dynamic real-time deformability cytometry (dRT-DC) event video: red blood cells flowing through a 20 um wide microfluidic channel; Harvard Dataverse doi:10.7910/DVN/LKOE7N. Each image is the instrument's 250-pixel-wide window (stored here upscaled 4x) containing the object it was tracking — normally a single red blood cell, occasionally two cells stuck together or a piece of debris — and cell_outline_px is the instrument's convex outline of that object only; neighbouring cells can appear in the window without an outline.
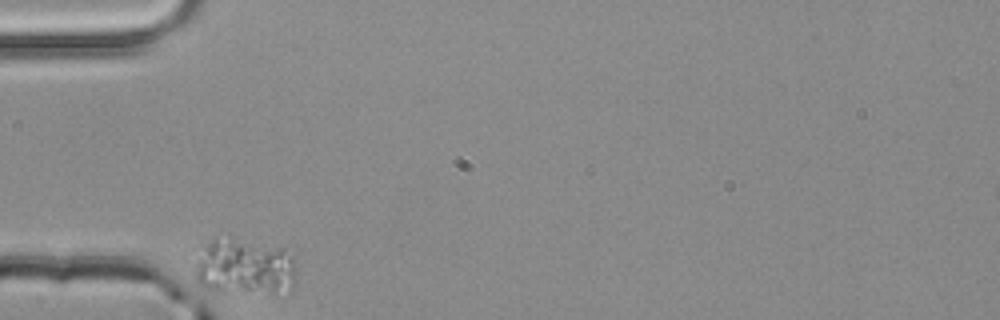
{"species": "common noctule bat (a hibernating species)", "species_latin": "Nyctalus noctula", "temperature_condition": "room temperature", "stored_images_in_passage": 1, "camera_frame_rate_fps": 3000, "um_per_image_px": 0.085, "animal": {"sex": "male", "body_mass_g": 20.4}, "frame": {"image": 1, "passage_image": 1, "time_ms": 0.0, "image_size_px": [1000, 320], "cell_outline_px": [[296, 284], [272, 292], [208, 288], [200, 284], [196, 280], [196, 264], [200, 248], [212, 236], [284, 248], [292, 256], [296, 264]], "centroid_in_image_um": [20.77, 22.62], "position_along_channel_um": 64.2, "area_um2": 32.37}}